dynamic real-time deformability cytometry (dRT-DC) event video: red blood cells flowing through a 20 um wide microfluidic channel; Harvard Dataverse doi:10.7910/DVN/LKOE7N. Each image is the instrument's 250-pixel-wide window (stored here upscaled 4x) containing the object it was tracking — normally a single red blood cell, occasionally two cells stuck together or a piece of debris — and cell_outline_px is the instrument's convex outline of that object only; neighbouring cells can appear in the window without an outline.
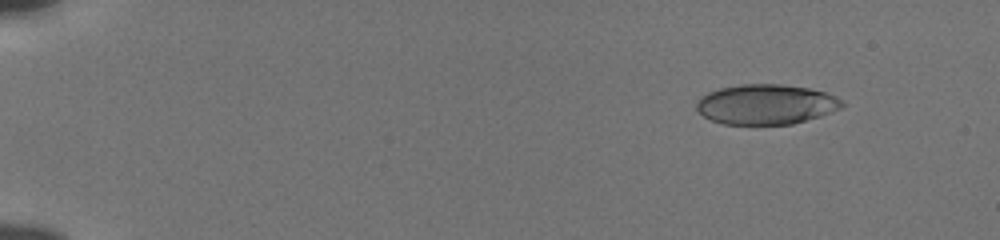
{"species": "human", "species_latin": "Homo sapiens", "temperature_condition": "cold", "stored_images_in_passage": 55, "camera_frame_rate_fps": 3000, "um_per_image_px": 0.085, "donor": {"sex": "male"}, "frame": {"image": 1, "passage_image": 7, "time_ms": 2.0, "image_size_px": [1000, 240], "cell_outline_px": [[844, 104], [840, 108], [832, 112], [820, 116], [792, 124], [724, 124], [712, 120], [704, 116], [696, 108], [696, 100], [700, 96], [708, 92], [720, 88], [740, 84], [780, 84], [808, 88], [824, 92], [836, 96], [844, 100]], "centroid_in_image_um": [65.11, 8.86], "position_along_channel_um": 19.9, "area_um2": 33.99}}
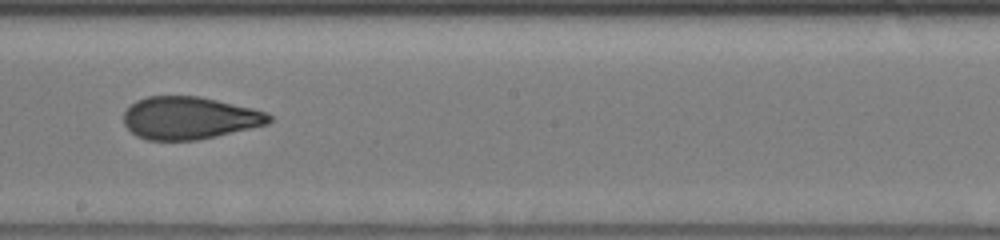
{"frame": {"image": 2, "passage_image": 34, "time_ms": 11.0, "image_size_px": [1000, 240], "cell_outline_px": [[272, 120], [268, 124], [216, 136], [196, 140], [148, 140], [136, 136], [124, 124], [124, 112], [136, 100], [148, 96], [200, 96], [252, 108], [268, 112], [272, 116]], "centroid_in_image_um": [16.11, 10.02], "position_along_channel_um": 232.1, "area_um2": 36.01}}
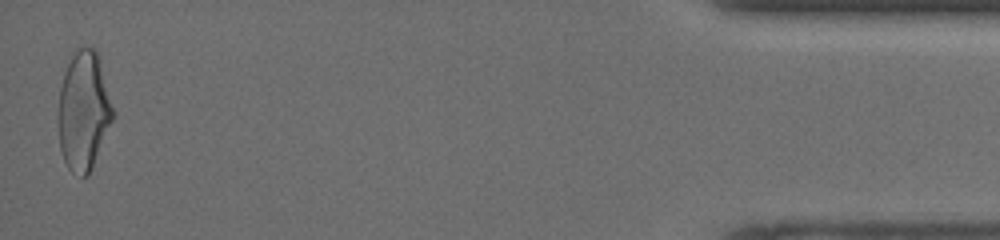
{"frame": {"image": 3, "passage_image": 55, "time_ms": 18.0, "image_size_px": [1000, 240], "cell_outline_px": [[112, 120], [88, 176], [80, 176], [72, 172], [68, 168], [64, 160], [60, 148], [56, 116], [56, 112], [60, 88], [64, 72], [72, 56], [80, 48], [92, 48], [100, 56], [112, 108]], "centroid_in_image_um": [7.06, 9.44], "position_along_channel_um": 428.1, "area_um2": 37.63}, "authors_computed_cell_mechanics": {"area_um2": 36.0094, "velocity_mm_per_s": 3.8576, "shape_relaxation_time_tau1_ms": 4.693, "shape_relaxation_time_tau2_ms": 1.4232, "deformation_change_tau1": 0.1623, "deformation_change_tau2": 0.0763}}